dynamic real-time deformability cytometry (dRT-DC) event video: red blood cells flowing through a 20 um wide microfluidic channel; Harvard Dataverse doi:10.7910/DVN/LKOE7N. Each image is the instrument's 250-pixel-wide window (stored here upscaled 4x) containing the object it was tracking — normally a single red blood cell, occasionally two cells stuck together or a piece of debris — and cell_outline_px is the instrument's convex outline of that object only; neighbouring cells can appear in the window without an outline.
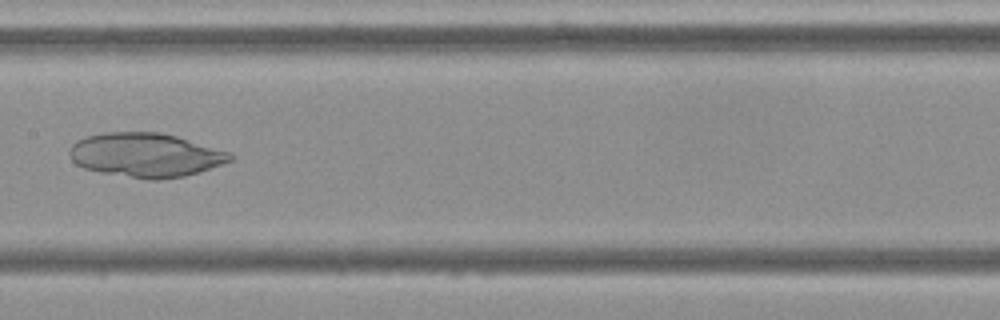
{"species": "Egyptian fruit bat (a non-hibernating species)", "species_latin": "Rousettus aegyptiacus", "temperature_condition": "cold", "stored_images_in_passage": 6, "camera_frame_rate_fps": 3000, "um_per_image_px": 0.085, "frame": {"image": 1, "passage_image": 6, "time_ms": 6.0, "image_size_px": [1000, 320], "cell_outline_px": [[236, 156], [232, 160], [200, 172], [184, 176], [160, 180], [148, 180], [100, 172], [84, 168], [76, 164], [72, 160], [68, 152], [72, 144], [76, 140], [84, 136], [104, 132], [160, 132], [176, 136], [232, 152]], "centroid_in_image_um": [12.38, 13.17], "position_along_channel_um": 195.0, "area_um2": 41.67}}